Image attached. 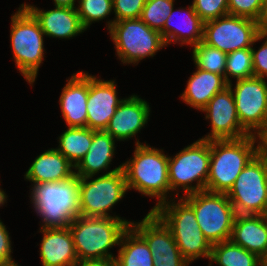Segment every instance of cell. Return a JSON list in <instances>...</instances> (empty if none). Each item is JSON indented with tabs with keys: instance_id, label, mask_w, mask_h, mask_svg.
I'll return each mask as SVG.
<instances>
[{
	"instance_id": "42",
	"label": "cell",
	"mask_w": 267,
	"mask_h": 266,
	"mask_svg": "<svg viewBox=\"0 0 267 266\" xmlns=\"http://www.w3.org/2000/svg\"><path fill=\"white\" fill-rule=\"evenodd\" d=\"M7 196L5 192L0 188V207L6 203Z\"/></svg>"
},
{
	"instance_id": "10",
	"label": "cell",
	"mask_w": 267,
	"mask_h": 266,
	"mask_svg": "<svg viewBox=\"0 0 267 266\" xmlns=\"http://www.w3.org/2000/svg\"><path fill=\"white\" fill-rule=\"evenodd\" d=\"M109 34L123 64H138L166 46L161 33L147 26L140 18L114 22Z\"/></svg>"
},
{
	"instance_id": "31",
	"label": "cell",
	"mask_w": 267,
	"mask_h": 266,
	"mask_svg": "<svg viewBox=\"0 0 267 266\" xmlns=\"http://www.w3.org/2000/svg\"><path fill=\"white\" fill-rule=\"evenodd\" d=\"M175 0H147L142 9L140 19L150 28L161 33L163 38V27L167 21Z\"/></svg>"
},
{
	"instance_id": "43",
	"label": "cell",
	"mask_w": 267,
	"mask_h": 266,
	"mask_svg": "<svg viewBox=\"0 0 267 266\" xmlns=\"http://www.w3.org/2000/svg\"><path fill=\"white\" fill-rule=\"evenodd\" d=\"M0 266H19L15 261L5 263V264H0Z\"/></svg>"
},
{
	"instance_id": "21",
	"label": "cell",
	"mask_w": 267,
	"mask_h": 266,
	"mask_svg": "<svg viewBox=\"0 0 267 266\" xmlns=\"http://www.w3.org/2000/svg\"><path fill=\"white\" fill-rule=\"evenodd\" d=\"M230 240L263 259L267 253V215L236 214Z\"/></svg>"
},
{
	"instance_id": "37",
	"label": "cell",
	"mask_w": 267,
	"mask_h": 266,
	"mask_svg": "<svg viewBox=\"0 0 267 266\" xmlns=\"http://www.w3.org/2000/svg\"><path fill=\"white\" fill-rule=\"evenodd\" d=\"M11 241L7 228L0 220V264L12 262Z\"/></svg>"
},
{
	"instance_id": "15",
	"label": "cell",
	"mask_w": 267,
	"mask_h": 266,
	"mask_svg": "<svg viewBox=\"0 0 267 266\" xmlns=\"http://www.w3.org/2000/svg\"><path fill=\"white\" fill-rule=\"evenodd\" d=\"M211 122V132L204 140L240 139L250 135L240 124L231 88L215 94L201 110Z\"/></svg>"
},
{
	"instance_id": "22",
	"label": "cell",
	"mask_w": 267,
	"mask_h": 266,
	"mask_svg": "<svg viewBox=\"0 0 267 266\" xmlns=\"http://www.w3.org/2000/svg\"><path fill=\"white\" fill-rule=\"evenodd\" d=\"M75 166L56 148L40 154L32 162L25 179L33 184L66 181L75 176Z\"/></svg>"
},
{
	"instance_id": "19",
	"label": "cell",
	"mask_w": 267,
	"mask_h": 266,
	"mask_svg": "<svg viewBox=\"0 0 267 266\" xmlns=\"http://www.w3.org/2000/svg\"><path fill=\"white\" fill-rule=\"evenodd\" d=\"M88 73H74L64 86L60 107L68 127H87Z\"/></svg>"
},
{
	"instance_id": "29",
	"label": "cell",
	"mask_w": 267,
	"mask_h": 266,
	"mask_svg": "<svg viewBox=\"0 0 267 266\" xmlns=\"http://www.w3.org/2000/svg\"><path fill=\"white\" fill-rule=\"evenodd\" d=\"M192 47L193 60L197 68L222 75L225 78L226 53L203 41Z\"/></svg>"
},
{
	"instance_id": "39",
	"label": "cell",
	"mask_w": 267,
	"mask_h": 266,
	"mask_svg": "<svg viewBox=\"0 0 267 266\" xmlns=\"http://www.w3.org/2000/svg\"><path fill=\"white\" fill-rule=\"evenodd\" d=\"M74 266H117V264L115 259H102L78 261Z\"/></svg>"
},
{
	"instance_id": "7",
	"label": "cell",
	"mask_w": 267,
	"mask_h": 266,
	"mask_svg": "<svg viewBox=\"0 0 267 266\" xmlns=\"http://www.w3.org/2000/svg\"><path fill=\"white\" fill-rule=\"evenodd\" d=\"M182 198L193 208L196 221L211 244L230 240L236 213L226 194L203 190Z\"/></svg>"
},
{
	"instance_id": "3",
	"label": "cell",
	"mask_w": 267,
	"mask_h": 266,
	"mask_svg": "<svg viewBox=\"0 0 267 266\" xmlns=\"http://www.w3.org/2000/svg\"><path fill=\"white\" fill-rule=\"evenodd\" d=\"M255 135L240 139L211 140L206 190L227 194L244 167L258 154Z\"/></svg>"
},
{
	"instance_id": "24",
	"label": "cell",
	"mask_w": 267,
	"mask_h": 266,
	"mask_svg": "<svg viewBox=\"0 0 267 266\" xmlns=\"http://www.w3.org/2000/svg\"><path fill=\"white\" fill-rule=\"evenodd\" d=\"M115 140L105 130L94 131L92 145L88 152L75 166V175L78 177L95 176L101 170L109 169L115 155Z\"/></svg>"
},
{
	"instance_id": "34",
	"label": "cell",
	"mask_w": 267,
	"mask_h": 266,
	"mask_svg": "<svg viewBox=\"0 0 267 266\" xmlns=\"http://www.w3.org/2000/svg\"><path fill=\"white\" fill-rule=\"evenodd\" d=\"M192 5L204 22L229 14L228 0H193Z\"/></svg>"
},
{
	"instance_id": "17",
	"label": "cell",
	"mask_w": 267,
	"mask_h": 266,
	"mask_svg": "<svg viewBox=\"0 0 267 266\" xmlns=\"http://www.w3.org/2000/svg\"><path fill=\"white\" fill-rule=\"evenodd\" d=\"M150 107L137 95L125 98L115 110L105 131L118 141L128 140L148 122Z\"/></svg>"
},
{
	"instance_id": "20",
	"label": "cell",
	"mask_w": 267,
	"mask_h": 266,
	"mask_svg": "<svg viewBox=\"0 0 267 266\" xmlns=\"http://www.w3.org/2000/svg\"><path fill=\"white\" fill-rule=\"evenodd\" d=\"M43 238L40 257L43 266H74L77 258L69 227L40 228Z\"/></svg>"
},
{
	"instance_id": "11",
	"label": "cell",
	"mask_w": 267,
	"mask_h": 266,
	"mask_svg": "<svg viewBox=\"0 0 267 266\" xmlns=\"http://www.w3.org/2000/svg\"><path fill=\"white\" fill-rule=\"evenodd\" d=\"M239 215H267V161L257 154L226 194Z\"/></svg>"
},
{
	"instance_id": "28",
	"label": "cell",
	"mask_w": 267,
	"mask_h": 266,
	"mask_svg": "<svg viewBox=\"0 0 267 266\" xmlns=\"http://www.w3.org/2000/svg\"><path fill=\"white\" fill-rule=\"evenodd\" d=\"M209 260V266H262L261 258L231 240L212 244Z\"/></svg>"
},
{
	"instance_id": "25",
	"label": "cell",
	"mask_w": 267,
	"mask_h": 266,
	"mask_svg": "<svg viewBox=\"0 0 267 266\" xmlns=\"http://www.w3.org/2000/svg\"><path fill=\"white\" fill-rule=\"evenodd\" d=\"M181 10H186V13H184V15L186 14L185 21H180L181 23L179 22L174 26V22H172V20L175 18L174 16L176 11L173 8L167 21L164 23L163 40L166 46L171 42H181V46L188 44L192 47L193 45L199 44L203 40L204 21L197 15L193 5H190L185 9L179 8L177 14Z\"/></svg>"
},
{
	"instance_id": "41",
	"label": "cell",
	"mask_w": 267,
	"mask_h": 266,
	"mask_svg": "<svg viewBox=\"0 0 267 266\" xmlns=\"http://www.w3.org/2000/svg\"><path fill=\"white\" fill-rule=\"evenodd\" d=\"M55 6L68 7V8H77L75 7L76 0H53Z\"/></svg>"
},
{
	"instance_id": "5",
	"label": "cell",
	"mask_w": 267,
	"mask_h": 266,
	"mask_svg": "<svg viewBox=\"0 0 267 266\" xmlns=\"http://www.w3.org/2000/svg\"><path fill=\"white\" fill-rule=\"evenodd\" d=\"M153 212L170 229L183 258L189 264L200 257L210 259L212 244L203 235L193 208L183 198L177 203L170 199V202L162 203Z\"/></svg>"
},
{
	"instance_id": "8",
	"label": "cell",
	"mask_w": 267,
	"mask_h": 266,
	"mask_svg": "<svg viewBox=\"0 0 267 266\" xmlns=\"http://www.w3.org/2000/svg\"><path fill=\"white\" fill-rule=\"evenodd\" d=\"M123 164L98 178L79 177V209L81 216L115 217L108 211L126 194L127 185ZM89 179H92L88 181Z\"/></svg>"
},
{
	"instance_id": "12",
	"label": "cell",
	"mask_w": 267,
	"mask_h": 266,
	"mask_svg": "<svg viewBox=\"0 0 267 266\" xmlns=\"http://www.w3.org/2000/svg\"><path fill=\"white\" fill-rule=\"evenodd\" d=\"M262 39L265 34L260 33L259 22L250 18L228 14L204 22L202 41L226 54L251 48Z\"/></svg>"
},
{
	"instance_id": "13",
	"label": "cell",
	"mask_w": 267,
	"mask_h": 266,
	"mask_svg": "<svg viewBox=\"0 0 267 266\" xmlns=\"http://www.w3.org/2000/svg\"><path fill=\"white\" fill-rule=\"evenodd\" d=\"M232 90L241 126L250 134L256 135L267 124V82L252 76L236 80Z\"/></svg>"
},
{
	"instance_id": "2",
	"label": "cell",
	"mask_w": 267,
	"mask_h": 266,
	"mask_svg": "<svg viewBox=\"0 0 267 266\" xmlns=\"http://www.w3.org/2000/svg\"><path fill=\"white\" fill-rule=\"evenodd\" d=\"M133 158L122 163L126 177L127 189H136L142 195L156 197L157 204L153 211L162 203L168 201L170 192L168 162L169 157L161 150L136 141Z\"/></svg>"
},
{
	"instance_id": "32",
	"label": "cell",
	"mask_w": 267,
	"mask_h": 266,
	"mask_svg": "<svg viewBox=\"0 0 267 266\" xmlns=\"http://www.w3.org/2000/svg\"><path fill=\"white\" fill-rule=\"evenodd\" d=\"M76 8L80 21L85 29L92 22L105 19L113 10V0H78Z\"/></svg>"
},
{
	"instance_id": "14",
	"label": "cell",
	"mask_w": 267,
	"mask_h": 266,
	"mask_svg": "<svg viewBox=\"0 0 267 266\" xmlns=\"http://www.w3.org/2000/svg\"><path fill=\"white\" fill-rule=\"evenodd\" d=\"M131 226L147 242L154 266H189L170 229L153 211H150L142 221L132 222Z\"/></svg>"
},
{
	"instance_id": "4",
	"label": "cell",
	"mask_w": 267,
	"mask_h": 266,
	"mask_svg": "<svg viewBox=\"0 0 267 266\" xmlns=\"http://www.w3.org/2000/svg\"><path fill=\"white\" fill-rule=\"evenodd\" d=\"M31 203L41 217V228H65L80 215L79 177L32 185Z\"/></svg>"
},
{
	"instance_id": "44",
	"label": "cell",
	"mask_w": 267,
	"mask_h": 266,
	"mask_svg": "<svg viewBox=\"0 0 267 266\" xmlns=\"http://www.w3.org/2000/svg\"><path fill=\"white\" fill-rule=\"evenodd\" d=\"M262 266H267V253L262 259Z\"/></svg>"
},
{
	"instance_id": "30",
	"label": "cell",
	"mask_w": 267,
	"mask_h": 266,
	"mask_svg": "<svg viewBox=\"0 0 267 266\" xmlns=\"http://www.w3.org/2000/svg\"><path fill=\"white\" fill-rule=\"evenodd\" d=\"M232 78L246 79L254 76L251 48L233 51L227 54L225 81L229 84Z\"/></svg>"
},
{
	"instance_id": "36",
	"label": "cell",
	"mask_w": 267,
	"mask_h": 266,
	"mask_svg": "<svg viewBox=\"0 0 267 266\" xmlns=\"http://www.w3.org/2000/svg\"><path fill=\"white\" fill-rule=\"evenodd\" d=\"M259 50L251 47L254 76L265 79L267 77V35Z\"/></svg>"
},
{
	"instance_id": "9",
	"label": "cell",
	"mask_w": 267,
	"mask_h": 266,
	"mask_svg": "<svg viewBox=\"0 0 267 266\" xmlns=\"http://www.w3.org/2000/svg\"><path fill=\"white\" fill-rule=\"evenodd\" d=\"M211 157V140L200 139L169 157L170 192L182 187L185 195L206 190ZM196 185L192 186V183ZM191 184V185H190Z\"/></svg>"
},
{
	"instance_id": "27",
	"label": "cell",
	"mask_w": 267,
	"mask_h": 266,
	"mask_svg": "<svg viewBox=\"0 0 267 266\" xmlns=\"http://www.w3.org/2000/svg\"><path fill=\"white\" fill-rule=\"evenodd\" d=\"M94 131L88 127H68L59 136L56 149L76 166L92 145Z\"/></svg>"
},
{
	"instance_id": "35",
	"label": "cell",
	"mask_w": 267,
	"mask_h": 266,
	"mask_svg": "<svg viewBox=\"0 0 267 266\" xmlns=\"http://www.w3.org/2000/svg\"><path fill=\"white\" fill-rule=\"evenodd\" d=\"M146 1L147 0H113L115 19L107 22V29L109 30L116 21L140 18Z\"/></svg>"
},
{
	"instance_id": "40",
	"label": "cell",
	"mask_w": 267,
	"mask_h": 266,
	"mask_svg": "<svg viewBox=\"0 0 267 266\" xmlns=\"http://www.w3.org/2000/svg\"><path fill=\"white\" fill-rule=\"evenodd\" d=\"M259 25L260 33L267 35V3L265 5L264 13L261 21L259 22Z\"/></svg>"
},
{
	"instance_id": "18",
	"label": "cell",
	"mask_w": 267,
	"mask_h": 266,
	"mask_svg": "<svg viewBox=\"0 0 267 266\" xmlns=\"http://www.w3.org/2000/svg\"><path fill=\"white\" fill-rule=\"evenodd\" d=\"M22 5L34 16L48 37L70 39L86 30L76 8L55 6L53 10L43 11L34 5Z\"/></svg>"
},
{
	"instance_id": "23",
	"label": "cell",
	"mask_w": 267,
	"mask_h": 266,
	"mask_svg": "<svg viewBox=\"0 0 267 266\" xmlns=\"http://www.w3.org/2000/svg\"><path fill=\"white\" fill-rule=\"evenodd\" d=\"M196 69L180 97L186 104L201 111L215 94L228 87V83L222 75Z\"/></svg>"
},
{
	"instance_id": "16",
	"label": "cell",
	"mask_w": 267,
	"mask_h": 266,
	"mask_svg": "<svg viewBox=\"0 0 267 266\" xmlns=\"http://www.w3.org/2000/svg\"><path fill=\"white\" fill-rule=\"evenodd\" d=\"M123 100L118 99L115 80L103 81L88 74L87 127L105 130Z\"/></svg>"
},
{
	"instance_id": "33",
	"label": "cell",
	"mask_w": 267,
	"mask_h": 266,
	"mask_svg": "<svg viewBox=\"0 0 267 266\" xmlns=\"http://www.w3.org/2000/svg\"><path fill=\"white\" fill-rule=\"evenodd\" d=\"M267 0H228L229 15L261 21Z\"/></svg>"
},
{
	"instance_id": "38",
	"label": "cell",
	"mask_w": 267,
	"mask_h": 266,
	"mask_svg": "<svg viewBox=\"0 0 267 266\" xmlns=\"http://www.w3.org/2000/svg\"><path fill=\"white\" fill-rule=\"evenodd\" d=\"M255 136L258 143V154L267 161V124Z\"/></svg>"
},
{
	"instance_id": "1",
	"label": "cell",
	"mask_w": 267,
	"mask_h": 266,
	"mask_svg": "<svg viewBox=\"0 0 267 266\" xmlns=\"http://www.w3.org/2000/svg\"><path fill=\"white\" fill-rule=\"evenodd\" d=\"M131 223L115 217L78 215L68 226L78 260L115 259L108 251L119 245L122 234Z\"/></svg>"
},
{
	"instance_id": "26",
	"label": "cell",
	"mask_w": 267,
	"mask_h": 266,
	"mask_svg": "<svg viewBox=\"0 0 267 266\" xmlns=\"http://www.w3.org/2000/svg\"><path fill=\"white\" fill-rule=\"evenodd\" d=\"M115 258L117 266H154L151 250L145 239L130 225L122 234Z\"/></svg>"
},
{
	"instance_id": "6",
	"label": "cell",
	"mask_w": 267,
	"mask_h": 266,
	"mask_svg": "<svg viewBox=\"0 0 267 266\" xmlns=\"http://www.w3.org/2000/svg\"><path fill=\"white\" fill-rule=\"evenodd\" d=\"M18 9L11 18V48L15 65L25 80L32 85L43 63L45 34L38 21L22 4Z\"/></svg>"
}]
</instances>
